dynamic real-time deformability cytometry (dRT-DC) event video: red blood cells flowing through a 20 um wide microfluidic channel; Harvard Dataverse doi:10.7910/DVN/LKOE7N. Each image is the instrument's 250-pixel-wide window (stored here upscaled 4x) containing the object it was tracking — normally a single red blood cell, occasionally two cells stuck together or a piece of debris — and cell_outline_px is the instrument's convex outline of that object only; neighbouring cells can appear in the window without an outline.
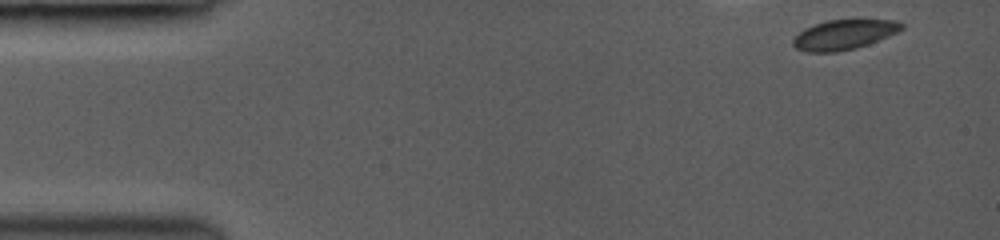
{"species": "common noctule bat (a hibernating species)", "species_latin": "Nyctalus noctula", "temperature_condition": "room temperature", "stored_images_in_passage": 5, "camera_frame_rate_fps": 3000, "um_per_image_px": 0.085, "animal": {"sex": "female", "body_mass_g": 19.0, "forearm_length_mm": 53.3}, "frame": {"image": 1, "passage_image": 1, "time_ms": 0.0, "image_size_px": [1000, 240], "cell_outline_px": [[904, 28], [888, 36], [868, 44], [856, 48], [836, 52], [808, 52], [796, 48], [792, 44], [792, 40], [804, 28], [828, 20], [896, 20], [904, 24]], "centroid_in_image_um": [71.73, 2.95], "position_along_channel_um": 13.3, "area_um2": 18.67}}
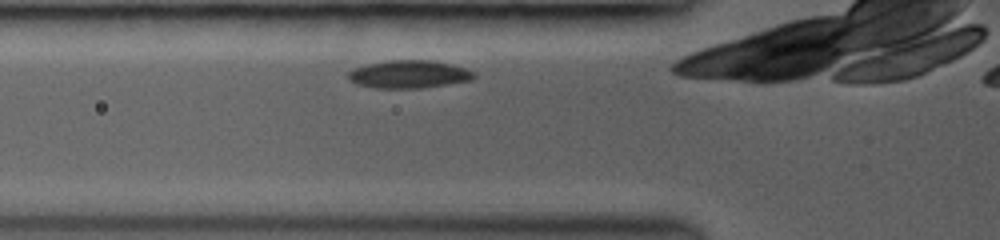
{"frame": {"image": 2, "passage_image": 4, "time_ms": 2.667, "image_size_px": [1000, 240], "cell_outline_px": [[476, 76], [472, 80], [448, 84], [420, 88], [376, 88], [356, 84], [348, 80], [348, 72], [352, 68], [368, 64], [388, 60], [432, 60], [452, 64], [476, 72]], "centroid_in_image_um": [34.76, 6.31], "position_along_channel_um": 91.0, "area_um2": 20.58}}